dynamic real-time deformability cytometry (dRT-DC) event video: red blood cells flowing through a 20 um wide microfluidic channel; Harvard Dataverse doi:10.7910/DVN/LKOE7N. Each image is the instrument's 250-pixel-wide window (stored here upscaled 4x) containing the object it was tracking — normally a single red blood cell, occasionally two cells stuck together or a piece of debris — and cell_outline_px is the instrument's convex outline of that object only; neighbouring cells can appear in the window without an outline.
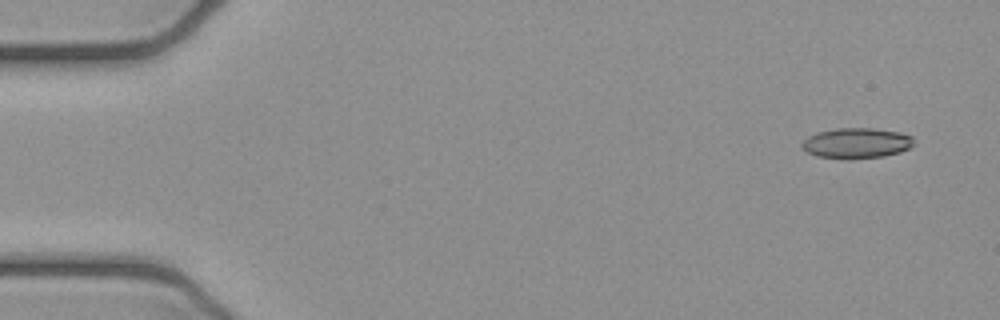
{"species": "common noctule bat (a hibernating species)", "species_latin": "Nyctalus noctula", "temperature_condition": "cold", "stored_images_in_passage": 5, "camera_frame_rate_fps": 3000, "um_per_image_px": 0.085, "animal": {"sex": "female", "body_mass_g": 21.9}, "frame": {"image": 1, "passage_image": 1, "time_ms": 0.0, "image_size_px": [1000, 320], "cell_outline_px": [[912, 144], [908, 148], [900, 152], [884, 156], [852, 160], [844, 160], [816, 156], [800, 148], [800, 144], [808, 136], [816, 132], [836, 128], [872, 128], [900, 132], [912, 136]], "centroid_in_image_um": [72.74, 12.18], "position_along_channel_um": 12.3, "area_um2": 20.17}}
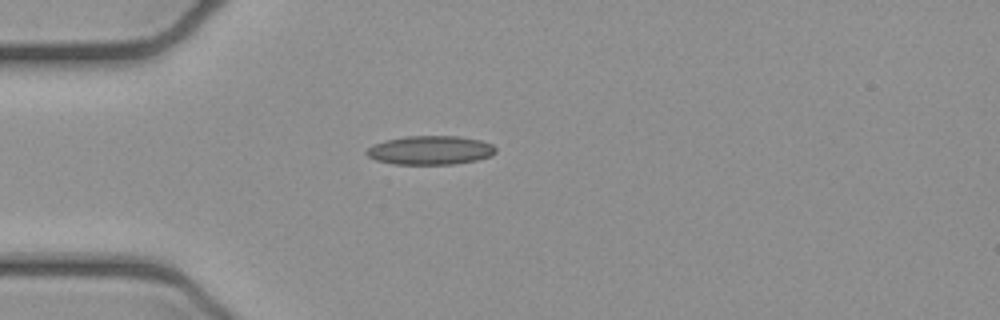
{"frame": {"image": 2, "passage_image": 4, "time_ms": 1.0, "image_size_px": [1000, 320], "cell_outline_px": [[496, 152], [492, 156], [476, 160], [456, 164], [392, 164], [376, 160], [368, 156], [364, 152], [372, 144], [384, 140], [408, 136], [456, 136], [480, 140], [492, 144], [496, 148]], "centroid_in_image_um": [36.56, 12.77], "position_along_channel_um": 48.4, "area_um2": 21.85}}